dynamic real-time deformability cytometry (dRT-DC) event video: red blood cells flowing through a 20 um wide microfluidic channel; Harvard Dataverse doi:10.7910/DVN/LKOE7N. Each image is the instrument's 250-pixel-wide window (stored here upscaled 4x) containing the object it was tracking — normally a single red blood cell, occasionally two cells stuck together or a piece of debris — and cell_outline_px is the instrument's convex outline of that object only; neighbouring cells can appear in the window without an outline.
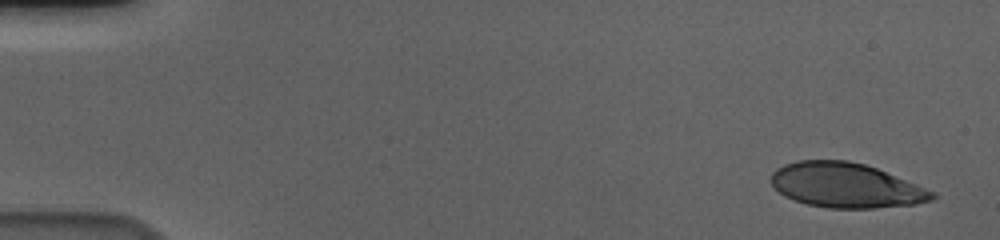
{"species": "human", "species_latin": "Homo sapiens", "temperature_condition": "cold", "stored_images_in_passage": 55, "camera_frame_rate_fps": 3000, "um_per_image_px": 0.085, "donor": {"sex": "male"}, "frame": {"image": 1, "passage_image": 1, "time_ms": 0.0, "image_size_px": [1000, 240], "cell_outline_px": [[936, 196], [932, 200], [916, 204], [872, 208], [828, 208], [808, 204], [784, 196], [772, 184], [772, 172], [776, 168], [784, 164], [796, 160], [848, 160], [864, 164], [876, 168], [936, 192]], "centroid_in_image_um": [71.9, 15.75], "position_along_channel_um": 13.1, "area_um2": 41.79}}
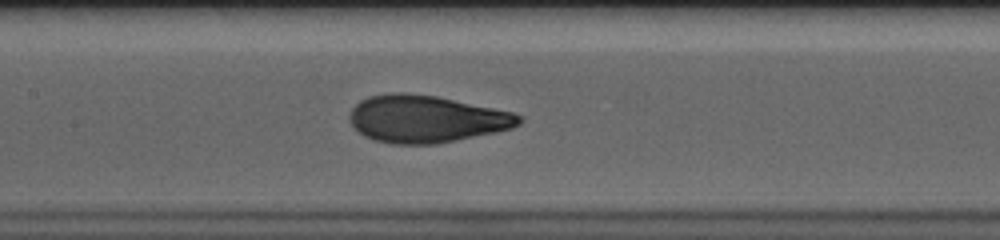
{"frame": {"image": 2, "passage_image": 26, "time_ms": 8.333, "image_size_px": [1000, 240], "cell_outline_px": [[524, 120], [520, 124], [512, 128], [496, 132], [436, 144], [392, 144], [372, 140], [364, 136], [352, 124], [348, 116], [352, 108], [360, 100], [368, 96], [392, 92], [408, 92], [436, 96], [512, 112], [524, 116]], "centroid_in_image_um": [36.22, 10.11], "position_along_channel_um": 171.2, "area_um2": 46.82}}
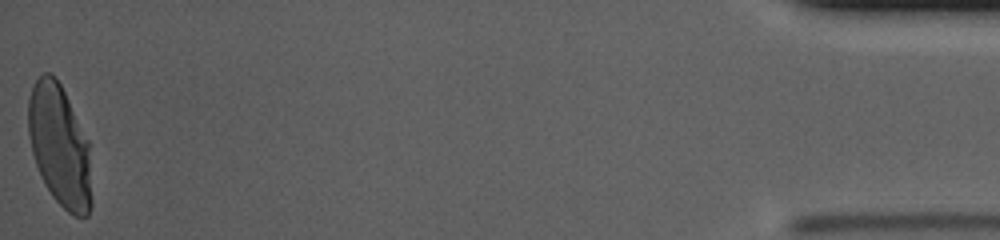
{"frame": {"image": 3, "passage_image": 55, "time_ms": 18.0, "image_size_px": [1000, 240], "cell_outline_px": [[92, 204], [88, 216], [76, 216], [68, 212], [52, 196], [44, 184], [40, 176], [32, 152], [28, 136], [28, 100], [32, 88], [36, 80], [44, 72], [48, 72], [60, 84], [88, 140], [92, 200]], "centroid_in_image_um": [5.06, 12.43], "position_along_channel_um": 430.1, "area_um2": 44.62}, "authors_computed_cell_mechanics": {"area_um2": 45.373, "velocity_mm_per_s": 3.624, "shape_relaxation_time_tau1_ms": 4.3245, "shape_relaxation_time_tau2_ms": null, "deformation_change_tau1": 0.2053, "deformation_change_tau2": null}}